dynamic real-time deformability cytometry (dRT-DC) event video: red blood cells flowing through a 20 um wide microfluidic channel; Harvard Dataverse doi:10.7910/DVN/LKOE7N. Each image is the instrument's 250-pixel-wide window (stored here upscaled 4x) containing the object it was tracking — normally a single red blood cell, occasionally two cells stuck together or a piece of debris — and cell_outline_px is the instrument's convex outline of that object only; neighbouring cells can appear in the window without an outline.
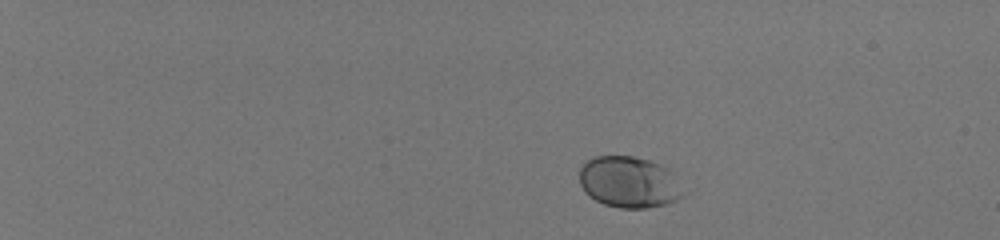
{"species": "human", "species_latin": "Homo sapiens", "temperature_condition": "room temperature", "stored_images_in_passage": 45, "camera_frame_rate_fps": 3000, "um_per_image_px": 0.085, "donor": {"sex": "male"}, "frame": {"image": 1, "passage_image": 1, "time_ms": 0.0, "image_size_px": [1000, 240], "cell_outline_px": [[684, 196], [676, 200], [664, 204], [648, 208], [620, 208], [604, 204], [588, 196], [584, 192], [580, 184], [580, 168], [588, 160], [596, 156], [632, 156], [648, 160], [660, 164], [668, 168], [672, 172]], "centroid_in_image_um": [53.44, 15.48], "position_along_channel_um": 31.6, "area_um2": 30.87}}
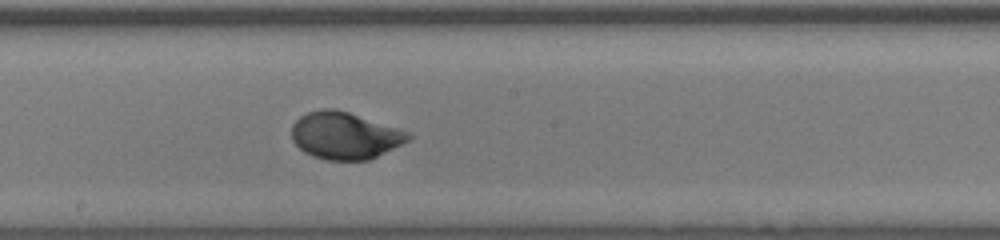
{"frame": {"image": 2, "passage_image": 26, "time_ms": 8.333, "image_size_px": [1000, 240], "cell_outline_px": [[412, 136], [408, 140], [368, 160], [328, 160], [312, 156], [304, 152], [292, 140], [292, 124], [300, 116], [308, 112], [324, 108], [332, 108], [348, 112], [396, 128]], "centroid_in_image_um": [29.23, 11.52], "position_along_channel_um": 219.0, "area_um2": 31.33}}
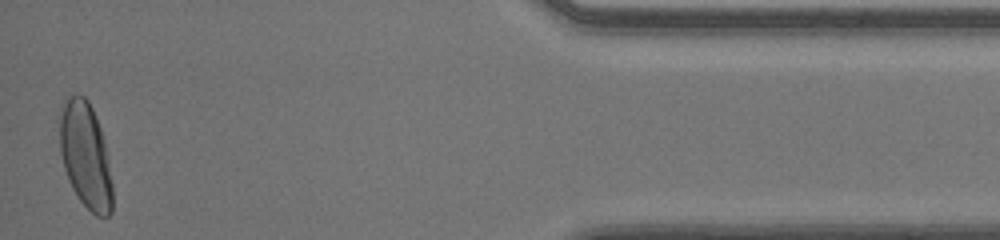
{"frame": {"image": 3, "passage_image": 45, "time_ms": 14.667, "image_size_px": [1000, 240], "cell_outline_px": [[112, 212], [108, 216], [96, 216], [80, 200], [72, 188], [68, 180], [64, 168], [60, 152], [60, 104], [68, 96], [84, 96], [88, 100], [92, 108], [100, 128], [108, 156], [112, 184]], "centroid_in_image_um": [7.26, 13.21], "position_along_channel_um": 427.9, "area_um2": 32.48}, "authors_computed_cell_mechanics": {"area_um2": 30.8652, "velocity_mm_per_s": 4.0546, "shape_relaxation_time_tau1_ms": 3.696, "shape_relaxation_time_tau2_ms": null, "deformation_change_tau1": 0.1625, "deformation_change_tau2": null}}